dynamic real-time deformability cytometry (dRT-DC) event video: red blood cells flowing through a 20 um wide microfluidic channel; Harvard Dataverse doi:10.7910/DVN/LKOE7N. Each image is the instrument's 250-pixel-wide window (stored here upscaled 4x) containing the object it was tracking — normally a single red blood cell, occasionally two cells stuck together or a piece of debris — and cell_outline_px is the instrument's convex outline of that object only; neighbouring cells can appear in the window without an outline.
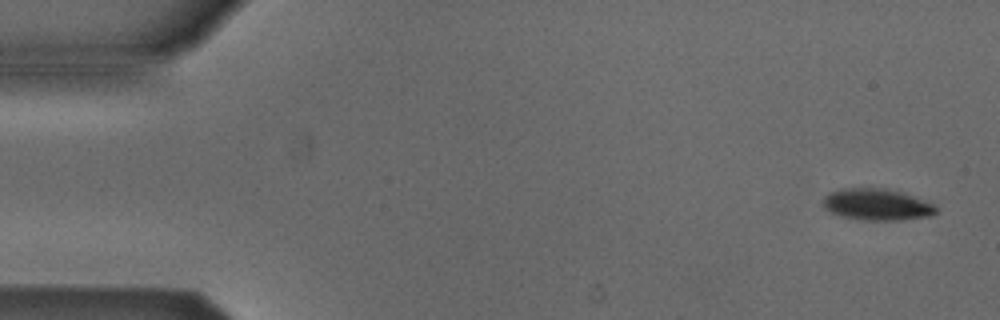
{"species": "Egyptian fruit bat (a non-hibernating species)", "species_latin": "Rousettus aegyptiacus", "temperature_condition": "cold", "stored_images_in_passage": 4, "camera_frame_rate_fps": 3000, "um_per_image_px": 0.085, "animal": {"sex": "male"}, "frame": {"image": 1, "passage_image": 1, "time_ms": 0.0, "image_size_px": [1000, 320], "cell_outline_px": [[936, 212], [932, 216], [896, 220], [864, 220], [840, 216], [824, 208], [824, 196], [828, 192], [840, 188], [884, 188], [900, 192], [912, 196], [932, 204], [936, 208]], "centroid_in_image_um": [74.49, 17.38], "position_along_channel_um": 10.5, "area_um2": 20.58}}
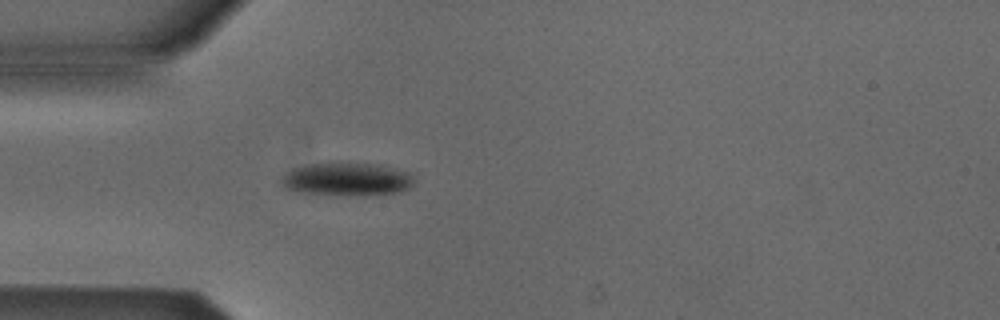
{"frame": {"image": 2, "passage_image": 4, "time_ms": 4.333, "image_size_px": [1000, 320], "cell_outline_px": [[412, 184], [408, 188], [396, 192], [348, 196], [300, 192], [284, 188], [280, 180], [280, 176], [284, 172], [292, 168], [312, 164], [336, 160], [340, 160], [380, 164], [396, 168], [408, 172], [412, 176]], "centroid_in_image_um": [29.41, 15.19], "position_along_channel_um": 55.6, "area_um2": 26.36}}